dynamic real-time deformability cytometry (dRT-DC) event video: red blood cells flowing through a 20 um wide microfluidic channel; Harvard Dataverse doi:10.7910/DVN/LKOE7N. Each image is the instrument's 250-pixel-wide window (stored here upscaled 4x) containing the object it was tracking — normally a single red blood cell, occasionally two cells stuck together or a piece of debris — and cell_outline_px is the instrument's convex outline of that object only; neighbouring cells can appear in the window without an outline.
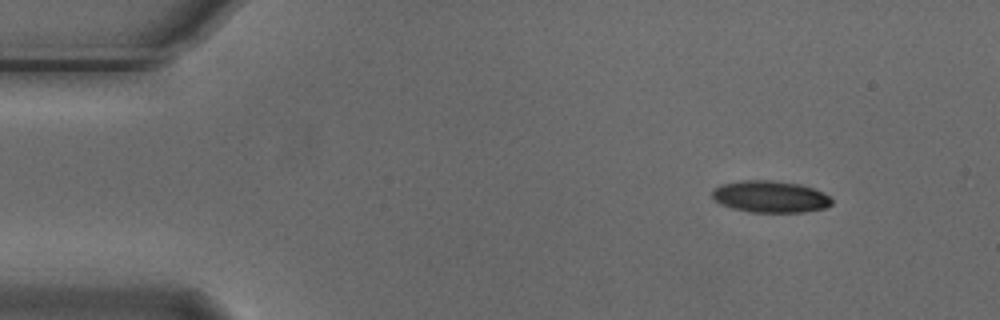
{"species": "Egyptian fruit bat (a non-hibernating species)", "species_latin": "Rousettus aegyptiacus", "temperature_condition": "cold", "stored_images_in_passage": 8, "camera_frame_rate_fps": 3000, "um_per_image_px": 0.085, "animal": {"sex": "male"}, "frame": {"image": 1, "passage_image": 1, "time_ms": 0.0, "image_size_px": [1000, 320], "cell_outline_px": [[832, 204], [824, 208], [804, 212], [748, 212], [732, 208], [720, 204], [712, 196], [712, 188], [720, 184], [740, 180], [776, 180], [800, 184], [824, 192], [832, 200]], "centroid_in_image_um": [65.45, 16.7], "position_along_channel_um": 19.6, "area_um2": 22.37}}
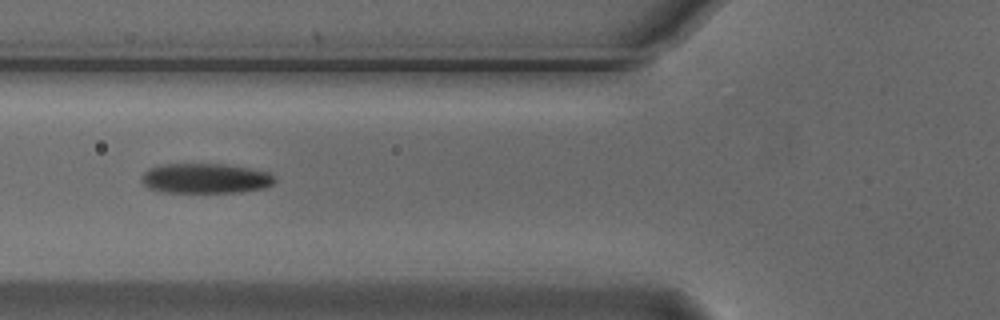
{"frame": {"image": 2, "passage_image": 5, "time_ms": 1.333, "image_size_px": [1000, 320], "cell_outline_px": [[276, 180], [272, 184], [264, 188], [240, 192], [164, 192], [148, 188], [144, 184], [144, 172], [148, 168], [164, 164], [224, 164], [248, 168], [268, 172], [276, 176]], "centroid_in_image_um": [17.5, 15.16], "position_along_channel_um": 108.3, "area_um2": 23.12}}
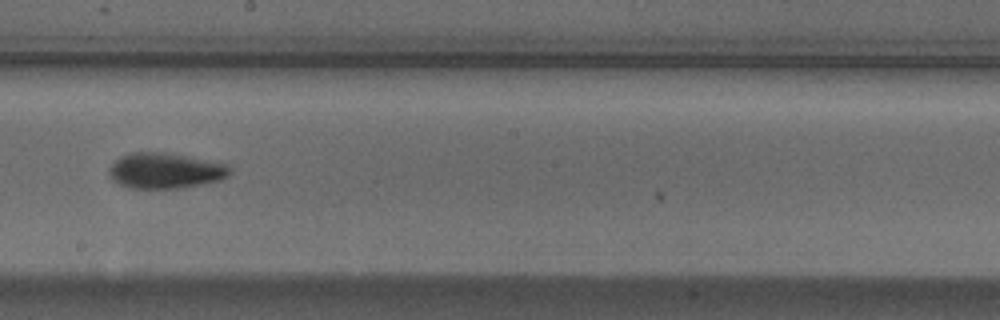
{"frame": {"image": 3, "passage_image": 8, "time_ms": 2.333, "image_size_px": [1000, 320], "cell_outline_px": [[228, 176], [220, 180], [180, 188], [128, 188], [112, 180], [108, 176], [108, 168], [120, 156], [132, 152], [160, 152], [184, 156], [228, 164]], "centroid_in_image_um": [13.97, 14.51], "position_along_channel_um": 234.2, "area_um2": 24.8}}